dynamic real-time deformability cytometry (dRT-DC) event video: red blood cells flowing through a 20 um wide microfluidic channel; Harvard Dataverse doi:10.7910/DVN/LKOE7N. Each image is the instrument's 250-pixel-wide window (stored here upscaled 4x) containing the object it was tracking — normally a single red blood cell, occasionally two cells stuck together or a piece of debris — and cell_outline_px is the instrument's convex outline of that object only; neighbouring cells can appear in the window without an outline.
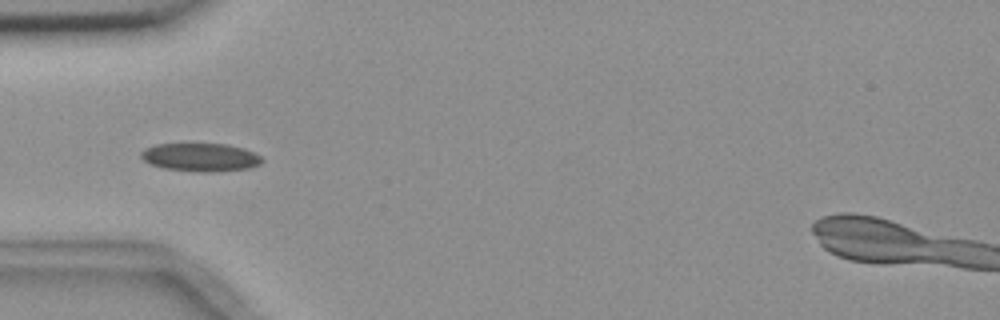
{"species": "common noctule bat (a hibernating species)", "species_latin": "Nyctalus noctula", "temperature_condition": "room temperature", "stored_images_in_passage": 6, "camera_frame_rate_fps": 3000, "um_per_image_px": 0.085, "animal": {"sex": "female", "body_mass_g": 18.4}, "frame": {"image": 1, "passage_image": 6, "time_ms": 5.667, "image_size_px": [1000, 320], "cell_outline_px": [[264, 160], [260, 164], [248, 168], [212, 172], [196, 172], [164, 168], [148, 164], [140, 156], [140, 152], [144, 148], [156, 144], [224, 144], [244, 148], [260, 156]], "centroid_in_image_um": [17.0, 13.37], "position_along_channel_um": 68.0, "area_um2": 19.94}}